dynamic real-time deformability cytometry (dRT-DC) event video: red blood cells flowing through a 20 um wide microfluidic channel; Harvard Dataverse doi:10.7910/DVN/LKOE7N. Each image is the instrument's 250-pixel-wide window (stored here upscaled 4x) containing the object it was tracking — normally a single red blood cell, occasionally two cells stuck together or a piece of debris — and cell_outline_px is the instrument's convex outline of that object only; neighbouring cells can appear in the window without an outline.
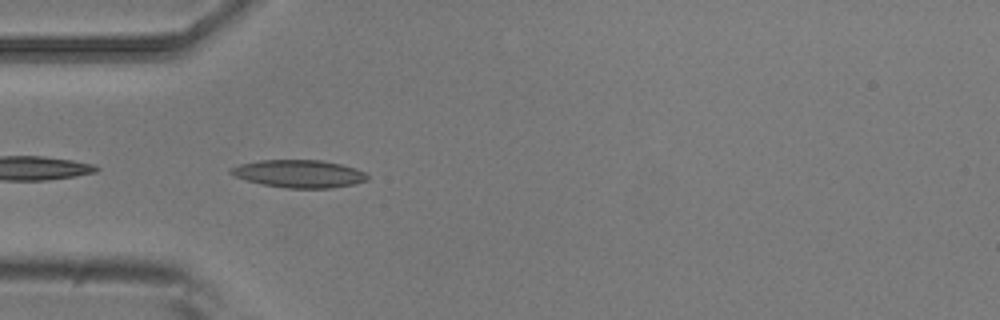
{"species": "common noctule bat (a hibernating species)", "species_latin": "Nyctalus noctula", "temperature_condition": "room temperature", "stored_images_in_passage": 4, "camera_frame_rate_fps": 3000, "um_per_image_px": 0.085, "animal": {"sex": "male", "body_mass_g": 20.5, "forearm_length_mm": 52.5}, "frame": {"image": 1, "passage_image": 2, "time_ms": 0.333, "image_size_px": [1000, 320], "cell_outline_px": [[368, 180], [356, 184], [332, 188], [288, 188], [264, 184], [248, 180], [236, 176], [228, 172], [228, 168], [240, 164], [260, 160], [320, 160], [340, 164], [356, 168], [364, 172], [368, 176]], "centroid_in_image_um": [25.44, 14.76], "position_along_channel_um": 59.6, "area_um2": 21.96}}
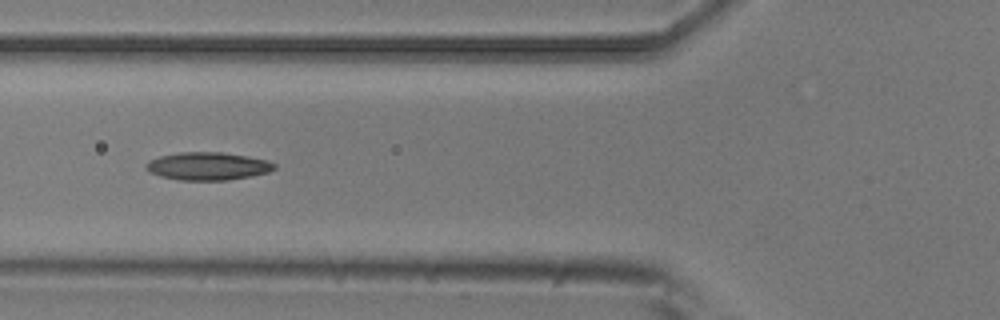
{"frame": {"image": 2, "passage_image": 3, "time_ms": 0.667, "image_size_px": [1000, 320], "cell_outline_px": [[276, 168], [268, 172], [252, 176], [228, 180], [180, 180], [160, 176], [148, 172], [144, 168], [144, 164], [160, 156], [180, 152], [220, 152], [248, 156], [268, 160], [276, 164]], "centroid_in_image_um": [17.67, 14.12], "position_along_channel_um": 108.1, "area_um2": 20.92}}
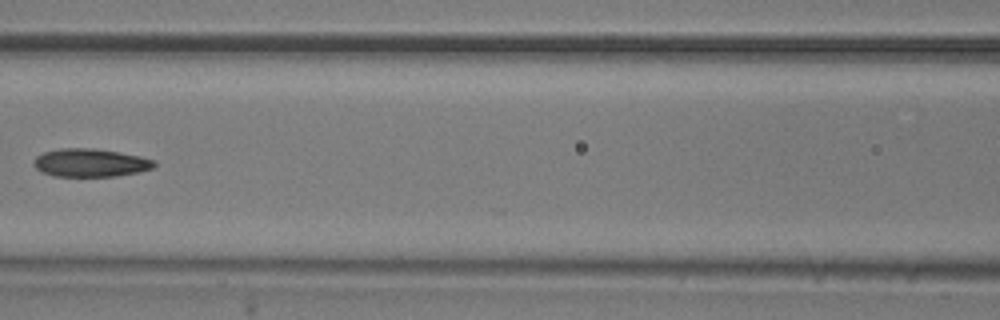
{"frame": {"image": 3, "passage_image": 4, "time_ms": 1.0, "image_size_px": [1000, 320], "cell_outline_px": [[156, 164], [152, 168], [140, 172], [116, 176], [52, 176], [40, 172], [32, 164], [32, 160], [36, 156], [44, 152], [60, 148], [92, 148], [120, 152], [140, 156], [156, 160]], "centroid_in_image_um": [7.66, 13.83], "position_along_channel_um": 158.9, "area_um2": 20.0}}